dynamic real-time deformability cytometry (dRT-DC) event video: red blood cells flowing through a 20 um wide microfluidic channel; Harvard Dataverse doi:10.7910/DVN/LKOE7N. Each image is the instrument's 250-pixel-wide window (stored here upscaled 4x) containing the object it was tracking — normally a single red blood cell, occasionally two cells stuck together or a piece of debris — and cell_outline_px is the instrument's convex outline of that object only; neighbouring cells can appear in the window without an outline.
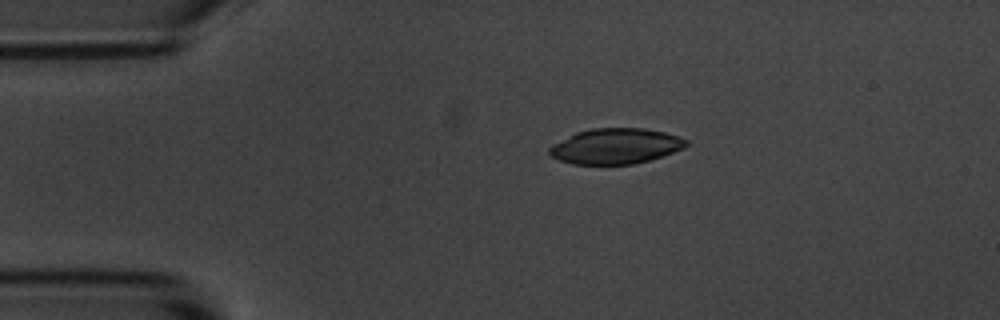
{"species": "common noctule bat (a hibernating species)", "species_latin": "Nyctalus noctula", "temperature_condition": "room temperature", "stored_images_in_passage": 45, "camera_frame_rate_fps": 3000, "um_per_image_px": 0.085, "animal": {"sex": "male", "body_mass_g": 20.1, "forearm_length_mm": 53.5}, "frame": {"image": 1, "passage_image": 1, "time_ms": 0.0, "image_size_px": [1000, 320], "cell_outline_px": [[688, 144], [684, 148], [648, 160], [632, 164], [572, 164], [560, 160], [552, 156], [548, 152], [548, 148], [552, 144], [576, 132], [592, 128], [644, 128], [664, 132], [688, 140]], "centroid_in_image_um": [52.3, 12.41], "position_along_channel_um": 32.7, "area_um2": 28.09}}
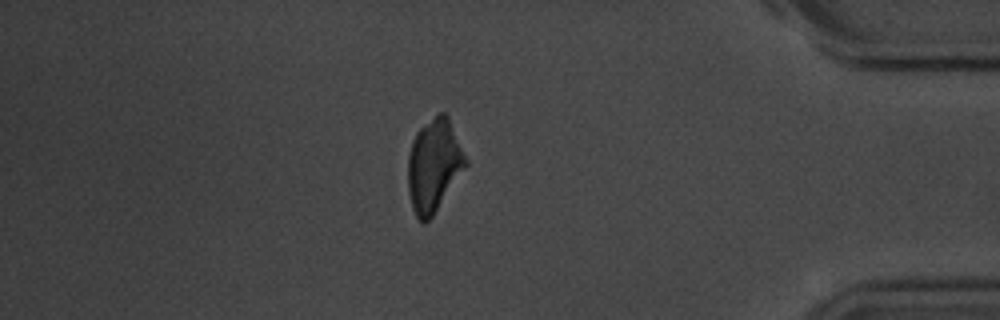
{"frame": {"image": 2, "passage_image": 37, "time_ms": 12.0, "image_size_px": [1000, 320], "cell_outline_px": [[468, 164], [432, 216], [424, 224], [416, 216], [412, 208], [408, 192], [408, 156], [412, 140], [416, 132], [420, 128], [440, 112], [444, 112], [448, 116], [468, 160]], "centroid_in_image_um": [36.88, 14.06], "position_along_channel_um": 398.3, "area_um2": 30.98}}
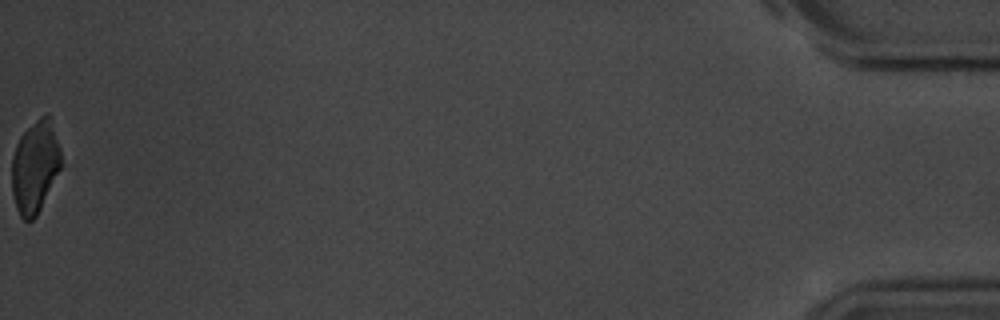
{"frame": {"image": 3, "passage_image": 45, "time_ms": 14.667, "image_size_px": [1000, 320], "cell_outline_px": [[60, 168], [36, 216], [28, 224], [20, 216], [16, 208], [12, 192], [12, 156], [16, 144], [20, 136], [40, 116], [48, 116], [60, 148]], "centroid_in_image_um": [2.94, 14.22], "position_along_channel_um": 432.3, "area_um2": 25.89}}